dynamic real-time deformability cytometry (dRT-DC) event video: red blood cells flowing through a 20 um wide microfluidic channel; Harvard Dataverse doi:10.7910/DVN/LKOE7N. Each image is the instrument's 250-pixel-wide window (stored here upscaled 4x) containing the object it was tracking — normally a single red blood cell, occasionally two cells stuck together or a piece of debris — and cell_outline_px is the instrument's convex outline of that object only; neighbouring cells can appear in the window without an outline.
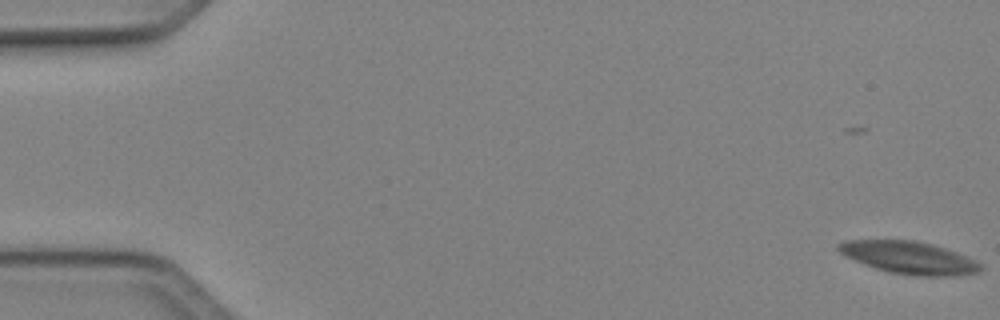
{"species": "Egyptian fruit bat (a non-hibernating species)", "species_latin": "Rousettus aegyptiacus", "temperature_condition": "cold", "stored_images_in_passage": 4, "camera_frame_rate_fps": 3000, "um_per_image_px": 0.085, "animal": {"sex": "female"}, "frame": {"image": 1, "passage_image": 4, "time_ms": 1.0, "image_size_px": [1000, 320], "cell_outline_px": [[984, 268], [980, 272], [956, 276], [916, 276], [888, 272], [876, 268], [856, 260], [840, 252], [836, 248], [836, 244], [844, 240], [912, 240], [932, 244], [968, 256], [976, 260]], "centroid_in_image_um": [77.32, 21.9], "position_along_channel_um": 7.7, "area_um2": 26.82}}